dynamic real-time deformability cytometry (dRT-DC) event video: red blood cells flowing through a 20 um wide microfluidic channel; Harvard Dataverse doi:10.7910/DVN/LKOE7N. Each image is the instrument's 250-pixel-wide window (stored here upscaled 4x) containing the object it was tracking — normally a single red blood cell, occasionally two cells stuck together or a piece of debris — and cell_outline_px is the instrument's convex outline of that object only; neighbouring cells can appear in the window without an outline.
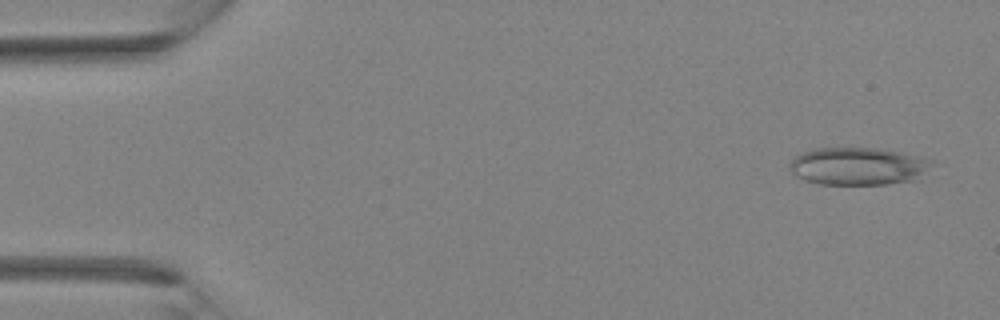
{"species": "Egyptian fruit bat (a non-hibernating species)", "species_latin": "Rousettus aegyptiacus", "temperature_condition": "room temperature", "stored_images_in_passage": 37, "camera_frame_rate_fps": 3000, "um_per_image_px": 0.085, "animal": {"sex": "female"}, "frame": {"image": 1, "passage_image": 2, "time_ms": 0.333, "image_size_px": [1000, 320], "cell_outline_px": [[936, 160], [920, 180], [888, 184], [820, 184], [804, 180], [796, 176], [788, 168], [788, 164], [796, 156], [804, 152], [816, 148], [880, 148]], "centroid_in_image_um": [72.99, 14.14], "position_along_channel_um": 12.0, "area_um2": 31.5}}
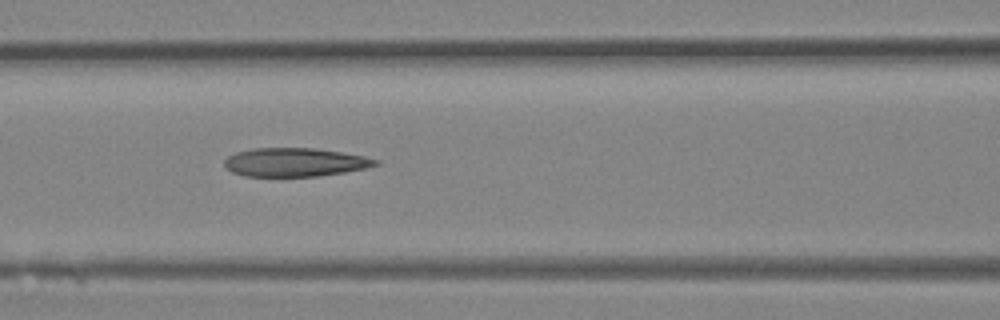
{"frame": {"image": 2, "passage_image": 16, "time_ms": 5.0, "image_size_px": [1000, 320], "cell_outline_px": [[380, 164], [364, 168], [344, 172], [316, 176], [244, 176], [232, 172], [224, 164], [224, 160], [228, 156], [236, 152], [252, 148], [316, 148], [364, 156], [380, 160]], "centroid_in_image_um": [25.06, 13.78], "position_along_channel_um": 141.5, "area_um2": 25.09}}
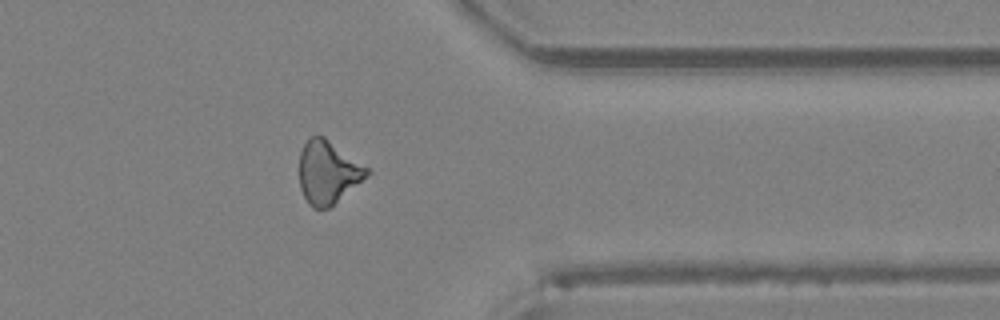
{"frame": {"image": 3, "passage_image": 30, "time_ms": 9.667, "image_size_px": [1000, 320], "cell_outline_px": [[372, 172], [368, 176], [328, 208], [312, 208], [308, 204], [300, 188], [300, 152], [308, 136], [324, 136], [368, 168]], "centroid_in_image_um": [27.86, 14.63], "position_along_channel_um": 383.5, "area_um2": 24.57}}